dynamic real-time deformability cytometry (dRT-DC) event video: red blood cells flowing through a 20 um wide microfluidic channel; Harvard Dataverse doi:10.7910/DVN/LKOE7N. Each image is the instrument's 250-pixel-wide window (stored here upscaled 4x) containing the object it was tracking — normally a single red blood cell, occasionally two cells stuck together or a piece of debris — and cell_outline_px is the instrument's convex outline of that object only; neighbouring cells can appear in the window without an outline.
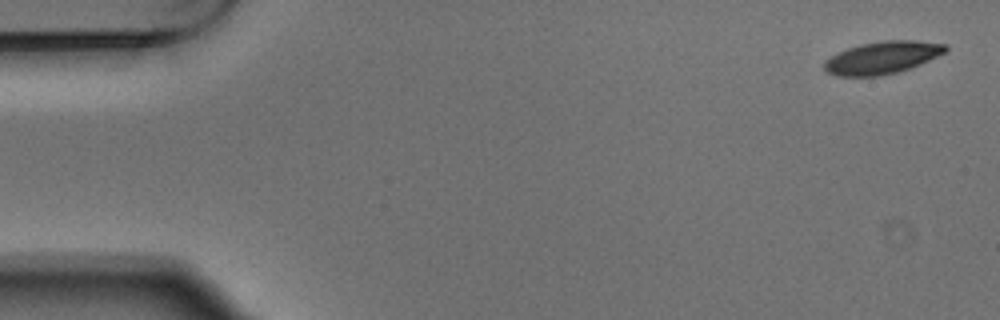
{"species": "Egyptian fruit bat (a non-hibernating species)", "species_latin": "Rousettus aegyptiacus", "temperature_condition": "warm", "stored_images_in_passage": 5, "camera_frame_rate_fps": 3000, "um_per_image_px": 0.085, "animal": {"sex": "male"}, "frame": {"image": 1, "passage_image": 1, "time_ms": 0.0, "image_size_px": [1000, 320], "cell_outline_px": [[948, 48], [944, 52], [920, 64], [896, 72], [880, 76], [836, 76], [828, 72], [824, 68], [824, 60], [848, 48], [860, 44], [884, 40], [916, 40], [948, 44]], "centroid_in_image_um": [74.99, 4.89], "position_along_channel_um": 10.0, "area_um2": 22.72}}
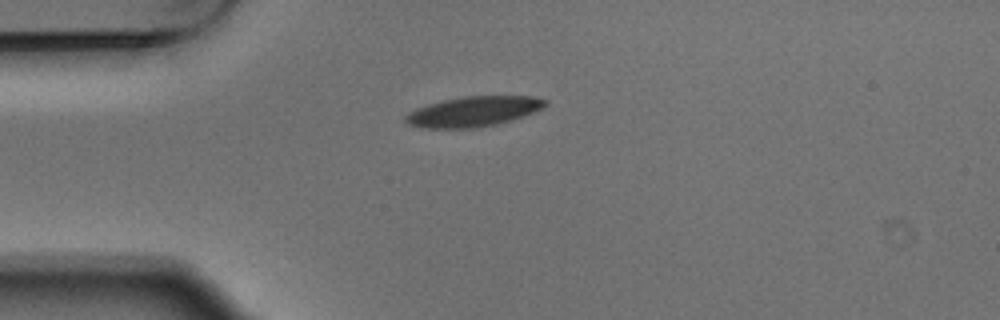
{"frame": {"image": 2, "passage_image": 4, "time_ms": 1.0, "image_size_px": [1000, 320], "cell_outline_px": [[548, 104], [532, 112], [496, 124], [472, 128], [420, 128], [408, 124], [404, 120], [404, 116], [408, 112], [416, 108], [428, 104], [444, 100], [464, 96], [532, 96], [548, 100]], "centroid_in_image_um": [40.17, 9.47], "position_along_channel_um": 44.8, "area_um2": 24.28}}
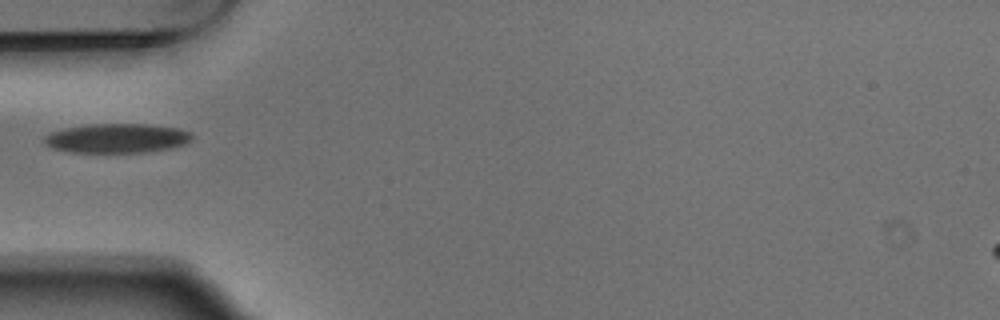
{"frame": {"image": 3, "passage_image": 5, "time_ms": 1.333, "image_size_px": [1000, 320], "cell_outline_px": [[192, 140], [184, 144], [168, 148], [144, 152], [72, 152], [52, 148], [44, 144], [44, 136], [52, 132], [64, 128], [88, 124], [144, 124], [180, 128], [188, 132], [192, 136]], "centroid_in_image_um": [9.91, 11.74], "position_along_channel_um": 75.1, "area_um2": 25.09}}